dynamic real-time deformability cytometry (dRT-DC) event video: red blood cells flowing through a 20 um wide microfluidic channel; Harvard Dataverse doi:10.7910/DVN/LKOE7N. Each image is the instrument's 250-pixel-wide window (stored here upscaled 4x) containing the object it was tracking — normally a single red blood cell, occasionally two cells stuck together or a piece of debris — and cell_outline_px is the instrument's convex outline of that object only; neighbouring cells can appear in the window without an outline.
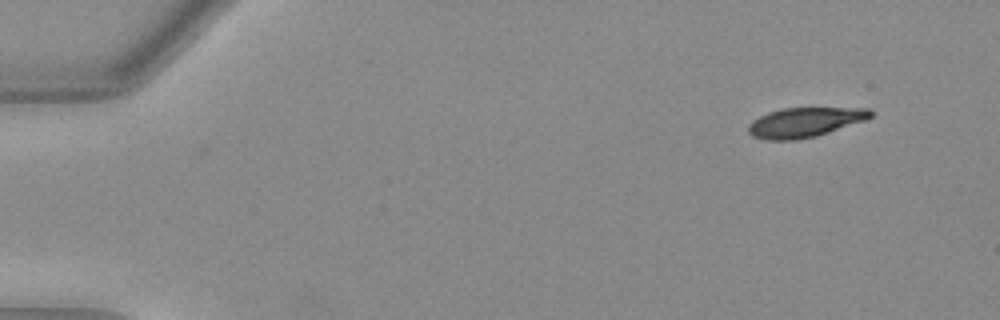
{"species": "Egyptian fruit bat (a non-hibernating species)", "species_latin": "Rousettus aegyptiacus", "temperature_condition": "warm", "stored_images_in_passage": 12, "camera_frame_rate_fps": 3000, "um_per_image_px": 0.085, "animal": {"sex": "female"}, "frame": {"image": 1, "passage_image": 1, "time_ms": 0.0, "image_size_px": [1000, 320], "cell_outline_px": [[872, 116], [864, 120], [816, 136], [796, 140], [768, 140], [752, 136], [748, 132], [748, 124], [752, 120], [768, 112], [784, 108], [872, 108]], "centroid_in_image_um": [68.37, 10.39], "position_along_channel_um": 16.6, "area_um2": 20.98}}
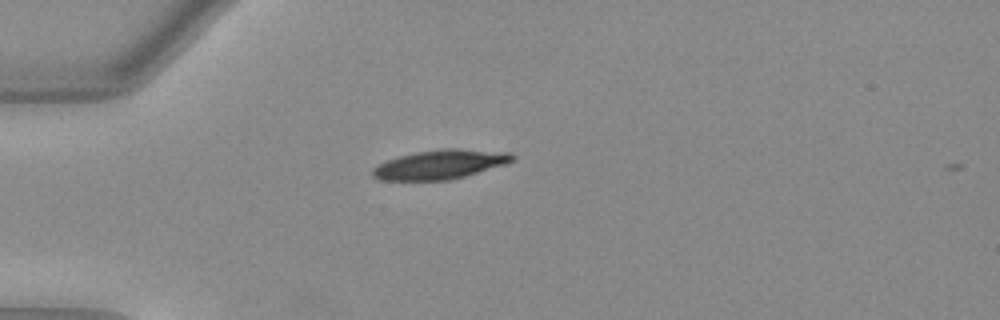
{"frame": {"image": 2, "passage_image": 11, "time_ms": 3.333, "image_size_px": [1000, 320], "cell_outline_px": [[516, 156], [512, 160], [504, 164], [464, 176], [444, 180], [380, 180], [372, 176], [372, 168], [376, 164], [400, 156], [416, 152], [440, 148], [460, 148], [512, 152]], "centroid_in_image_um": [37.4, 13.96], "position_along_channel_um": 47.6, "area_um2": 23.76}}